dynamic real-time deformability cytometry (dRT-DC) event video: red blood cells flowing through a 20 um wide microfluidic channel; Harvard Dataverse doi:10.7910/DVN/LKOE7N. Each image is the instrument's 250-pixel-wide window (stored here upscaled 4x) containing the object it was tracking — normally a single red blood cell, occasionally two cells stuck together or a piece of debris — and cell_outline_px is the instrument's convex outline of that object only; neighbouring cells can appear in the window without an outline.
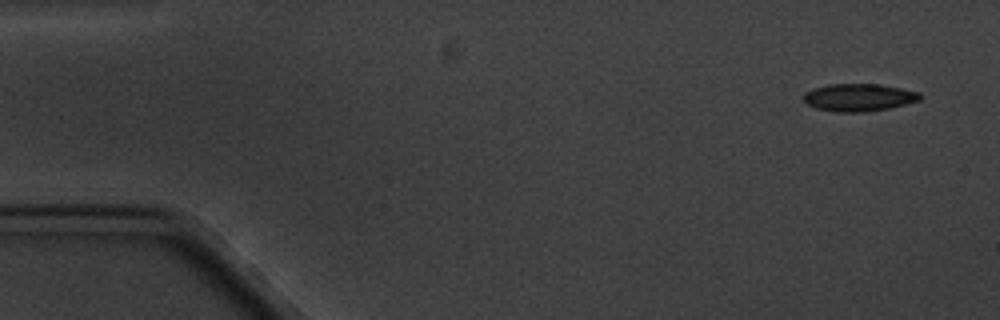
{"species": "common noctule bat (a hibernating species)", "species_latin": "Nyctalus noctula", "temperature_condition": "cold", "stored_images_in_passage": 5, "camera_frame_rate_fps": 3000, "um_per_image_px": 0.085, "animal": {"sex": "male", "body_mass_g": 20.1, "forearm_length_mm": 53.5}, "frame": {"image": 1, "passage_image": 1, "time_ms": 0.0, "image_size_px": [1000, 320], "cell_outline_px": [[924, 96], [920, 100], [888, 108], [864, 112], [836, 112], [816, 108], [808, 104], [800, 96], [804, 92], [812, 88], [828, 84], [880, 84], [920, 92]], "centroid_in_image_um": [72.97, 8.27], "position_along_channel_um": 12.0, "area_um2": 18.84}}
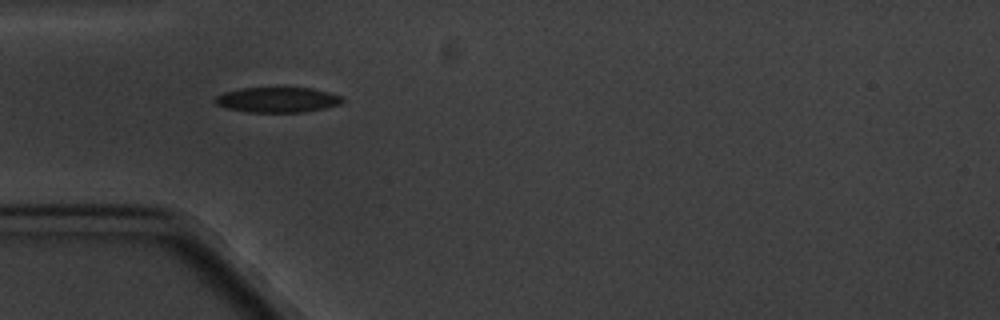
{"frame": {"image": 2, "passage_image": 4, "time_ms": 4.667, "image_size_px": [1000, 320], "cell_outline_px": [[344, 100], [340, 104], [324, 108], [304, 112], [248, 112], [228, 108], [216, 104], [216, 96], [224, 92], [244, 88], [312, 88], [344, 96]], "centroid_in_image_um": [23.64, 8.48], "position_along_channel_um": 61.4, "area_um2": 18.55}}